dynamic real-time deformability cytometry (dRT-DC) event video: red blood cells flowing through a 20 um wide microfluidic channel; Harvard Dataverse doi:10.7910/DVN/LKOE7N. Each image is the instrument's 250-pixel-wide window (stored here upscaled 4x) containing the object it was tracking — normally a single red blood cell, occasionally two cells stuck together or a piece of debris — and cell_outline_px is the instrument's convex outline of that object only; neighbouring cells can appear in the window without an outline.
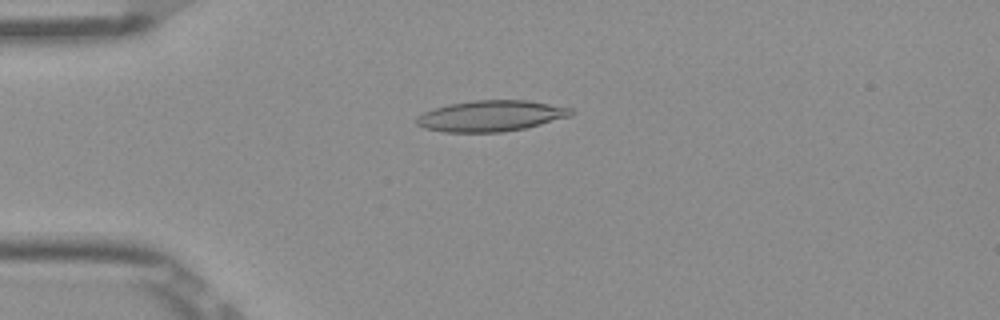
{"species": "Egyptian fruit bat (a non-hibernating species)", "species_latin": "Rousettus aegyptiacus", "temperature_condition": "room temperature", "stored_images_in_passage": 52, "camera_frame_rate_fps": 3000, "um_per_image_px": 0.085, "frame": {"image": 1, "passage_image": 13, "time_ms": 4.0, "image_size_px": [1000, 320], "cell_outline_px": [[576, 112], [572, 116], [524, 128], [504, 132], [444, 132], [424, 128], [416, 124], [416, 116], [432, 108], [448, 104], [472, 100], [528, 100], [572, 108]], "centroid_in_image_um": [41.72, 9.85], "position_along_channel_um": 43.3, "area_um2": 28.09}}
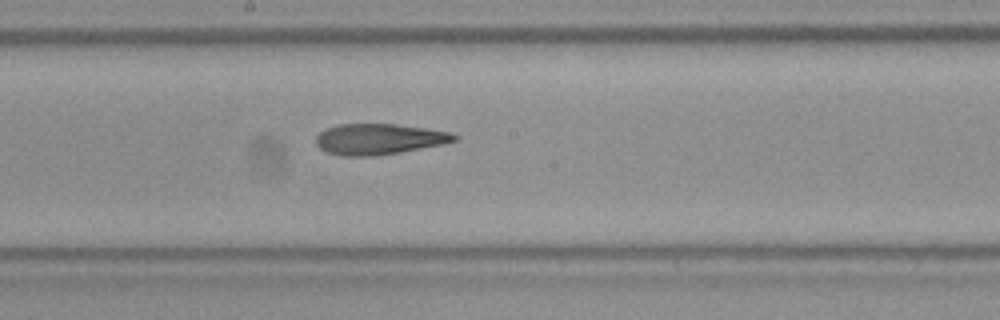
{"frame": {"image": 2, "passage_image": 28, "time_ms": 9.0, "image_size_px": [1000, 320], "cell_outline_px": [[460, 140], [444, 144], [400, 152], [376, 156], [340, 156], [328, 152], [320, 148], [316, 144], [316, 136], [320, 132], [336, 124], [396, 124], [452, 132], [460, 136]], "centroid_in_image_um": [32.26, 11.82], "position_along_channel_um": 215.9, "area_um2": 25.03}}
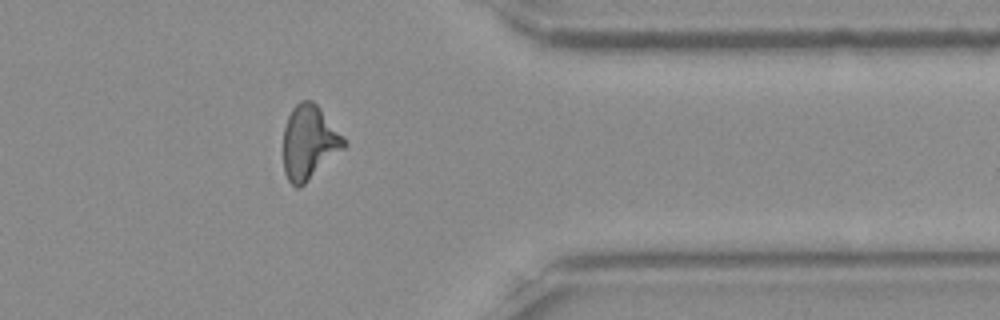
{"frame": {"image": 3, "passage_image": 42, "time_ms": 13.667, "image_size_px": [1000, 320], "cell_outline_px": [[348, 144], [344, 148], [300, 188], [296, 188], [288, 180], [284, 172], [284, 128], [288, 116], [292, 108], [300, 100], [312, 100], [320, 108], [344, 136]], "centroid_in_image_um": [26.28, 12.09], "position_along_channel_um": 385.1, "area_um2": 26.13}, "authors_computed_cell_mechanics": {"area_um2": 26.0967, "velocity_mm_per_s": 3.9073, "shape_relaxation_time_tau1_ms": null, "shape_relaxation_time_tau2_ms": 4.3851, "deformation_change_tau1": null, "deformation_change_tau2": 0.1591}}